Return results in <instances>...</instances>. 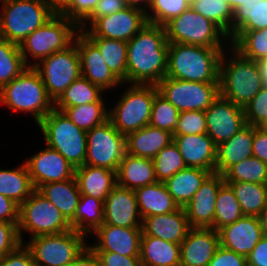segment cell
<instances>
[{
	"label": "cell",
	"mask_w": 267,
	"mask_h": 266,
	"mask_svg": "<svg viewBox=\"0 0 267 266\" xmlns=\"http://www.w3.org/2000/svg\"><path fill=\"white\" fill-rule=\"evenodd\" d=\"M168 41L164 26L148 23L127 42V82L157 85L167 75Z\"/></svg>",
	"instance_id": "cell-1"
},
{
	"label": "cell",
	"mask_w": 267,
	"mask_h": 266,
	"mask_svg": "<svg viewBox=\"0 0 267 266\" xmlns=\"http://www.w3.org/2000/svg\"><path fill=\"white\" fill-rule=\"evenodd\" d=\"M223 48L168 43L166 77L201 83H219Z\"/></svg>",
	"instance_id": "cell-2"
},
{
	"label": "cell",
	"mask_w": 267,
	"mask_h": 266,
	"mask_svg": "<svg viewBox=\"0 0 267 266\" xmlns=\"http://www.w3.org/2000/svg\"><path fill=\"white\" fill-rule=\"evenodd\" d=\"M0 102L11 110L32 113L37 124L55 107L34 67H27L0 89Z\"/></svg>",
	"instance_id": "cell-3"
},
{
	"label": "cell",
	"mask_w": 267,
	"mask_h": 266,
	"mask_svg": "<svg viewBox=\"0 0 267 266\" xmlns=\"http://www.w3.org/2000/svg\"><path fill=\"white\" fill-rule=\"evenodd\" d=\"M0 37L19 45L55 13L46 0H2Z\"/></svg>",
	"instance_id": "cell-4"
},
{
	"label": "cell",
	"mask_w": 267,
	"mask_h": 266,
	"mask_svg": "<svg viewBox=\"0 0 267 266\" xmlns=\"http://www.w3.org/2000/svg\"><path fill=\"white\" fill-rule=\"evenodd\" d=\"M235 52L232 60L225 65L224 52L220 61V96L245 108L253 97L263 88L262 79L255 61ZM224 65V66H223Z\"/></svg>",
	"instance_id": "cell-5"
},
{
	"label": "cell",
	"mask_w": 267,
	"mask_h": 266,
	"mask_svg": "<svg viewBox=\"0 0 267 266\" xmlns=\"http://www.w3.org/2000/svg\"><path fill=\"white\" fill-rule=\"evenodd\" d=\"M47 147L58 151L74 168L85 164L87 131L62 111L52 109L39 123Z\"/></svg>",
	"instance_id": "cell-6"
},
{
	"label": "cell",
	"mask_w": 267,
	"mask_h": 266,
	"mask_svg": "<svg viewBox=\"0 0 267 266\" xmlns=\"http://www.w3.org/2000/svg\"><path fill=\"white\" fill-rule=\"evenodd\" d=\"M132 85L108 115V120L125 137L149 124L152 104L158 92L157 85Z\"/></svg>",
	"instance_id": "cell-7"
},
{
	"label": "cell",
	"mask_w": 267,
	"mask_h": 266,
	"mask_svg": "<svg viewBox=\"0 0 267 266\" xmlns=\"http://www.w3.org/2000/svg\"><path fill=\"white\" fill-rule=\"evenodd\" d=\"M75 28L79 29L74 22L61 14H55L20 44L24 64L30 67L27 64V52L39 62L47 56L69 47L76 37Z\"/></svg>",
	"instance_id": "cell-8"
},
{
	"label": "cell",
	"mask_w": 267,
	"mask_h": 266,
	"mask_svg": "<svg viewBox=\"0 0 267 266\" xmlns=\"http://www.w3.org/2000/svg\"><path fill=\"white\" fill-rule=\"evenodd\" d=\"M164 28L169 43L222 48L220 37L228 38L215 23L191 7L167 22Z\"/></svg>",
	"instance_id": "cell-9"
},
{
	"label": "cell",
	"mask_w": 267,
	"mask_h": 266,
	"mask_svg": "<svg viewBox=\"0 0 267 266\" xmlns=\"http://www.w3.org/2000/svg\"><path fill=\"white\" fill-rule=\"evenodd\" d=\"M84 237L85 234L71 229L33 237L25 246L36 266H67L87 247Z\"/></svg>",
	"instance_id": "cell-10"
},
{
	"label": "cell",
	"mask_w": 267,
	"mask_h": 266,
	"mask_svg": "<svg viewBox=\"0 0 267 266\" xmlns=\"http://www.w3.org/2000/svg\"><path fill=\"white\" fill-rule=\"evenodd\" d=\"M18 234L22 240V230L32 237L59 234L71 230L70 223L59 209L44 198L37 190L19 206Z\"/></svg>",
	"instance_id": "cell-11"
},
{
	"label": "cell",
	"mask_w": 267,
	"mask_h": 266,
	"mask_svg": "<svg viewBox=\"0 0 267 266\" xmlns=\"http://www.w3.org/2000/svg\"><path fill=\"white\" fill-rule=\"evenodd\" d=\"M71 45L42 59L40 65L38 62L30 65L39 72L54 103L81 76L80 56L76 43L73 41Z\"/></svg>",
	"instance_id": "cell-12"
},
{
	"label": "cell",
	"mask_w": 267,
	"mask_h": 266,
	"mask_svg": "<svg viewBox=\"0 0 267 266\" xmlns=\"http://www.w3.org/2000/svg\"><path fill=\"white\" fill-rule=\"evenodd\" d=\"M158 92L179 112L206 111L220 96L219 83H201L165 77Z\"/></svg>",
	"instance_id": "cell-13"
},
{
	"label": "cell",
	"mask_w": 267,
	"mask_h": 266,
	"mask_svg": "<svg viewBox=\"0 0 267 266\" xmlns=\"http://www.w3.org/2000/svg\"><path fill=\"white\" fill-rule=\"evenodd\" d=\"M125 154L126 138L109 120L87 131L85 164L117 172Z\"/></svg>",
	"instance_id": "cell-14"
},
{
	"label": "cell",
	"mask_w": 267,
	"mask_h": 266,
	"mask_svg": "<svg viewBox=\"0 0 267 266\" xmlns=\"http://www.w3.org/2000/svg\"><path fill=\"white\" fill-rule=\"evenodd\" d=\"M147 24L146 12L128 6L117 13L97 18L91 24L90 31H77H82L87 37H104L128 42Z\"/></svg>",
	"instance_id": "cell-15"
},
{
	"label": "cell",
	"mask_w": 267,
	"mask_h": 266,
	"mask_svg": "<svg viewBox=\"0 0 267 266\" xmlns=\"http://www.w3.org/2000/svg\"><path fill=\"white\" fill-rule=\"evenodd\" d=\"M205 116L207 134L216 146L230 139L247 125L244 108L222 96L205 111Z\"/></svg>",
	"instance_id": "cell-16"
},
{
	"label": "cell",
	"mask_w": 267,
	"mask_h": 266,
	"mask_svg": "<svg viewBox=\"0 0 267 266\" xmlns=\"http://www.w3.org/2000/svg\"><path fill=\"white\" fill-rule=\"evenodd\" d=\"M32 184L41 185L72 179L75 169L58 151L47 147L25 162Z\"/></svg>",
	"instance_id": "cell-17"
},
{
	"label": "cell",
	"mask_w": 267,
	"mask_h": 266,
	"mask_svg": "<svg viewBox=\"0 0 267 266\" xmlns=\"http://www.w3.org/2000/svg\"><path fill=\"white\" fill-rule=\"evenodd\" d=\"M224 183L223 175L211 173L184 207L191 228H213L216 198Z\"/></svg>",
	"instance_id": "cell-18"
},
{
	"label": "cell",
	"mask_w": 267,
	"mask_h": 266,
	"mask_svg": "<svg viewBox=\"0 0 267 266\" xmlns=\"http://www.w3.org/2000/svg\"><path fill=\"white\" fill-rule=\"evenodd\" d=\"M74 39L80 56L81 76L103 91L116 87L121 81L110 71L98 47L82 32Z\"/></svg>",
	"instance_id": "cell-19"
},
{
	"label": "cell",
	"mask_w": 267,
	"mask_h": 266,
	"mask_svg": "<svg viewBox=\"0 0 267 266\" xmlns=\"http://www.w3.org/2000/svg\"><path fill=\"white\" fill-rule=\"evenodd\" d=\"M103 224L141 228L142 220L134 190L118 184L111 190L104 201Z\"/></svg>",
	"instance_id": "cell-20"
},
{
	"label": "cell",
	"mask_w": 267,
	"mask_h": 266,
	"mask_svg": "<svg viewBox=\"0 0 267 266\" xmlns=\"http://www.w3.org/2000/svg\"><path fill=\"white\" fill-rule=\"evenodd\" d=\"M220 246L213 228H190L180 244V266H208Z\"/></svg>",
	"instance_id": "cell-21"
},
{
	"label": "cell",
	"mask_w": 267,
	"mask_h": 266,
	"mask_svg": "<svg viewBox=\"0 0 267 266\" xmlns=\"http://www.w3.org/2000/svg\"><path fill=\"white\" fill-rule=\"evenodd\" d=\"M220 246L247 257L263 237L259 218L243 216L218 230Z\"/></svg>",
	"instance_id": "cell-22"
},
{
	"label": "cell",
	"mask_w": 267,
	"mask_h": 266,
	"mask_svg": "<svg viewBox=\"0 0 267 266\" xmlns=\"http://www.w3.org/2000/svg\"><path fill=\"white\" fill-rule=\"evenodd\" d=\"M94 233L98 243L89 246L93 251H109L123 256H140L141 228L103 224Z\"/></svg>",
	"instance_id": "cell-23"
},
{
	"label": "cell",
	"mask_w": 267,
	"mask_h": 266,
	"mask_svg": "<svg viewBox=\"0 0 267 266\" xmlns=\"http://www.w3.org/2000/svg\"><path fill=\"white\" fill-rule=\"evenodd\" d=\"M187 167L201 168L215 173L217 146L207 133L173 135Z\"/></svg>",
	"instance_id": "cell-24"
},
{
	"label": "cell",
	"mask_w": 267,
	"mask_h": 266,
	"mask_svg": "<svg viewBox=\"0 0 267 266\" xmlns=\"http://www.w3.org/2000/svg\"><path fill=\"white\" fill-rule=\"evenodd\" d=\"M184 208L167 214L147 216L142 219V235L154 236L181 244L190 229Z\"/></svg>",
	"instance_id": "cell-25"
},
{
	"label": "cell",
	"mask_w": 267,
	"mask_h": 266,
	"mask_svg": "<svg viewBox=\"0 0 267 266\" xmlns=\"http://www.w3.org/2000/svg\"><path fill=\"white\" fill-rule=\"evenodd\" d=\"M254 126L246 125L217 146L215 173L224 175L235 164L253 156Z\"/></svg>",
	"instance_id": "cell-26"
},
{
	"label": "cell",
	"mask_w": 267,
	"mask_h": 266,
	"mask_svg": "<svg viewBox=\"0 0 267 266\" xmlns=\"http://www.w3.org/2000/svg\"><path fill=\"white\" fill-rule=\"evenodd\" d=\"M75 179L81 195L105 201L117 185V172L106 168L84 164L75 169Z\"/></svg>",
	"instance_id": "cell-27"
},
{
	"label": "cell",
	"mask_w": 267,
	"mask_h": 266,
	"mask_svg": "<svg viewBox=\"0 0 267 266\" xmlns=\"http://www.w3.org/2000/svg\"><path fill=\"white\" fill-rule=\"evenodd\" d=\"M126 153L153 159L164 147L173 141V134L150 124L128 134Z\"/></svg>",
	"instance_id": "cell-28"
},
{
	"label": "cell",
	"mask_w": 267,
	"mask_h": 266,
	"mask_svg": "<svg viewBox=\"0 0 267 266\" xmlns=\"http://www.w3.org/2000/svg\"><path fill=\"white\" fill-rule=\"evenodd\" d=\"M158 182L155 175L153 160L133 156L126 153L117 171V184L121 187L135 190Z\"/></svg>",
	"instance_id": "cell-29"
},
{
	"label": "cell",
	"mask_w": 267,
	"mask_h": 266,
	"mask_svg": "<svg viewBox=\"0 0 267 266\" xmlns=\"http://www.w3.org/2000/svg\"><path fill=\"white\" fill-rule=\"evenodd\" d=\"M134 191L141 220L147 216L167 214L180 208L169 194L164 182H155Z\"/></svg>",
	"instance_id": "cell-30"
},
{
	"label": "cell",
	"mask_w": 267,
	"mask_h": 266,
	"mask_svg": "<svg viewBox=\"0 0 267 266\" xmlns=\"http://www.w3.org/2000/svg\"><path fill=\"white\" fill-rule=\"evenodd\" d=\"M37 191L57 207L68 222L74 218L81 197L75 177L43 184Z\"/></svg>",
	"instance_id": "cell-31"
},
{
	"label": "cell",
	"mask_w": 267,
	"mask_h": 266,
	"mask_svg": "<svg viewBox=\"0 0 267 266\" xmlns=\"http://www.w3.org/2000/svg\"><path fill=\"white\" fill-rule=\"evenodd\" d=\"M139 257L141 266H180V244L142 235Z\"/></svg>",
	"instance_id": "cell-32"
},
{
	"label": "cell",
	"mask_w": 267,
	"mask_h": 266,
	"mask_svg": "<svg viewBox=\"0 0 267 266\" xmlns=\"http://www.w3.org/2000/svg\"><path fill=\"white\" fill-rule=\"evenodd\" d=\"M210 174L206 169L187 167L167 179L164 184L178 206L184 208Z\"/></svg>",
	"instance_id": "cell-33"
},
{
	"label": "cell",
	"mask_w": 267,
	"mask_h": 266,
	"mask_svg": "<svg viewBox=\"0 0 267 266\" xmlns=\"http://www.w3.org/2000/svg\"><path fill=\"white\" fill-rule=\"evenodd\" d=\"M267 27V0H244L233 11L232 37L238 31H253Z\"/></svg>",
	"instance_id": "cell-34"
},
{
	"label": "cell",
	"mask_w": 267,
	"mask_h": 266,
	"mask_svg": "<svg viewBox=\"0 0 267 266\" xmlns=\"http://www.w3.org/2000/svg\"><path fill=\"white\" fill-rule=\"evenodd\" d=\"M35 188L24 163L17 169H0V194L12 199L19 206L26 201Z\"/></svg>",
	"instance_id": "cell-35"
},
{
	"label": "cell",
	"mask_w": 267,
	"mask_h": 266,
	"mask_svg": "<svg viewBox=\"0 0 267 266\" xmlns=\"http://www.w3.org/2000/svg\"><path fill=\"white\" fill-rule=\"evenodd\" d=\"M234 191L244 216L258 217L267 205V184L225 182Z\"/></svg>",
	"instance_id": "cell-36"
},
{
	"label": "cell",
	"mask_w": 267,
	"mask_h": 266,
	"mask_svg": "<svg viewBox=\"0 0 267 266\" xmlns=\"http://www.w3.org/2000/svg\"><path fill=\"white\" fill-rule=\"evenodd\" d=\"M73 230L87 234L104 223V202L81 195L74 218L69 222Z\"/></svg>",
	"instance_id": "cell-37"
},
{
	"label": "cell",
	"mask_w": 267,
	"mask_h": 266,
	"mask_svg": "<svg viewBox=\"0 0 267 266\" xmlns=\"http://www.w3.org/2000/svg\"><path fill=\"white\" fill-rule=\"evenodd\" d=\"M99 49L110 71L127 82V42L104 37H88Z\"/></svg>",
	"instance_id": "cell-38"
},
{
	"label": "cell",
	"mask_w": 267,
	"mask_h": 266,
	"mask_svg": "<svg viewBox=\"0 0 267 266\" xmlns=\"http://www.w3.org/2000/svg\"><path fill=\"white\" fill-rule=\"evenodd\" d=\"M64 112L69 119L78 127L89 131L108 120L109 111L104 108L103 99L90 104H82L72 107H54Z\"/></svg>",
	"instance_id": "cell-39"
},
{
	"label": "cell",
	"mask_w": 267,
	"mask_h": 266,
	"mask_svg": "<svg viewBox=\"0 0 267 266\" xmlns=\"http://www.w3.org/2000/svg\"><path fill=\"white\" fill-rule=\"evenodd\" d=\"M190 7L232 38L233 10L224 0H190Z\"/></svg>",
	"instance_id": "cell-40"
},
{
	"label": "cell",
	"mask_w": 267,
	"mask_h": 266,
	"mask_svg": "<svg viewBox=\"0 0 267 266\" xmlns=\"http://www.w3.org/2000/svg\"><path fill=\"white\" fill-rule=\"evenodd\" d=\"M230 42L236 51L248 59H267V27L253 31H238Z\"/></svg>",
	"instance_id": "cell-41"
},
{
	"label": "cell",
	"mask_w": 267,
	"mask_h": 266,
	"mask_svg": "<svg viewBox=\"0 0 267 266\" xmlns=\"http://www.w3.org/2000/svg\"><path fill=\"white\" fill-rule=\"evenodd\" d=\"M240 204L231 187L224 183L218 190L213 218V229L218 231L222 227L242 218Z\"/></svg>",
	"instance_id": "cell-42"
},
{
	"label": "cell",
	"mask_w": 267,
	"mask_h": 266,
	"mask_svg": "<svg viewBox=\"0 0 267 266\" xmlns=\"http://www.w3.org/2000/svg\"><path fill=\"white\" fill-rule=\"evenodd\" d=\"M102 91L99 86L80 76L64 91L54 106L72 107L97 102L101 99Z\"/></svg>",
	"instance_id": "cell-43"
},
{
	"label": "cell",
	"mask_w": 267,
	"mask_h": 266,
	"mask_svg": "<svg viewBox=\"0 0 267 266\" xmlns=\"http://www.w3.org/2000/svg\"><path fill=\"white\" fill-rule=\"evenodd\" d=\"M26 68L19 45L0 37V89Z\"/></svg>",
	"instance_id": "cell-44"
},
{
	"label": "cell",
	"mask_w": 267,
	"mask_h": 266,
	"mask_svg": "<svg viewBox=\"0 0 267 266\" xmlns=\"http://www.w3.org/2000/svg\"><path fill=\"white\" fill-rule=\"evenodd\" d=\"M223 176L225 182L267 184V164L252 156L232 166Z\"/></svg>",
	"instance_id": "cell-45"
},
{
	"label": "cell",
	"mask_w": 267,
	"mask_h": 266,
	"mask_svg": "<svg viewBox=\"0 0 267 266\" xmlns=\"http://www.w3.org/2000/svg\"><path fill=\"white\" fill-rule=\"evenodd\" d=\"M152 160L158 182H165L178 171L187 168L174 141L164 147Z\"/></svg>",
	"instance_id": "cell-46"
},
{
	"label": "cell",
	"mask_w": 267,
	"mask_h": 266,
	"mask_svg": "<svg viewBox=\"0 0 267 266\" xmlns=\"http://www.w3.org/2000/svg\"><path fill=\"white\" fill-rule=\"evenodd\" d=\"M179 111L159 92L156 93L149 124L174 135Z\"/></svg>",
	"instance_id": "cell-47"
},
{
	"label": "cell",
	"mask_w": 267,
	"mask_h": 266,
	"mask_svg": "<svg viewBox=\"0 0 267 266\" xmlns=\"http://www.w3.org/2000/svg\"><path fill=\"white\" fill-rule=\"evenodd\" d=\"M190 7V0H152L149 9L152 15L146 14L150 24L164 26Z\"/></svg>",
	"instance_id": "cell-48"
},
{
	"label": "cell",
	"mask_w": 267,
	"mask_h": 266,
	"mask_svg": "<svg viewBox=\"0 0 267 266\" xmlns=\"http://www.w3.org/2000/svg\"><path fill=\"white\" fill-rule=\"evenodd\" d=\"M207 133L205 111L179 112L174 135H197Z\"/></svg>",
	"instance_id": "cell-49"
},
{
	"label": "cell",
	"mask_w": 267,
	"mask_h": 266,
	"mask_svg": "<svg viewBox=\"0 0 267 266\" xmlns=\"http://www.w3.org/2000/svg\"><path fill=\"white\" fill-rule=\"evenodd\" d=\"M246 123L267 127V88L263 87L244 108Z\"/></svg>",
	"instance_id": "cell-50"
},
{
	"label": "cell",
	"mask_w": 267,
	"mask_h": 266,
	"mask_svg": "<svg viewBox=\"0 0 267 266\" xmlns=\"http://www.w3.org/2000/svg\"><path fill=\"white\" fill-rule=\"evenodd\" d=\"M99 0H72L70 5L61 13L70 21L74 22L79 28H85V21L94 11ZM84 27V28H83Z\"/></svg>",
	"instance_id": "cell-51"
},
{
	"label": "cell",
	"mask_w": 267,
	"mask_h": 266,
	"mask_svg": "<svg viewBox=\"0 0 267 266\" xmlns=\"http://www.w3.org/2000/svg\"><path fill=\"white\" fill-rule=\"evenodd\" d=\"M17 225L18 223L0 221V258L14 251L21 244Z\"/></svg>",
	"instance_id": "cell-52"
},
{
	"label": "cell",
	"mask_w": 267,
	"mask_h": 266,
	"mask_svg": "<svg viewBox=\"0 0 267 266\" xmlns=\"http://www.w3.org/2000/svg\"><path fill=\"white\" fill-rule=\"evenodd\" d=\"M101 266H141L139 256H123L109 251H94Z\"/></svg>",
	"instance_id": "cell-53"
},
{
	"label": "cell",
	"mask_w": 267,
	"mask_h": 266,
	"mask_svg": "<svg viewBox=\"0 0 267 266\" xmlns=\"http://www.w3.org/2000/svg\"><path fill=\"white\" fill-rule=\"evenodd\" d=\"M23 244L0 258V266H36L30 250Z\"/></svg>",
	"instance_id": "cell-54"
},
{
	"label": "cell",
	"mask_w": 267,
	"mask_h": 266,
	"mask_svg": "<svg viewBox=\"0 0 267 266\" xmlns=\"http://www.w3.org/2000/svg\"><path fill=\"white\" fill-rule=\"evenodd\" d=\"M246 257L219 246L208 266H244Z\"/></svg>",
	"instance_id": "cell-55"
},
{
	"label": "cell",
	"mask_w": 267,
	"mask_h": 266,
	"mask_svg": "<svg viewBox=\"0 0 267 266\" xmlns=\"http://www.w3.org/2000/svg\"><path fill=\"white\" fill-rule=\"evenodd\" d=\"M126 7L128 6L125 0H99L93 13L86 20L92 24L97 18L117 13Z\"/></svg>",
	"instance_id": "cell-56"
},
{
	"label": "cell",
	"mask_w": 267,
	"mask_h": 266,
	"mask_svg": "<svg viewBox=\"0 0 267 266\" xmlns=\"http://www.w3.org/2000/svg\"><path fill=\"white\" fill-rule=\"evenodd\" d=\"M253 157L267 164V127L254 126Z\"/></svg>",
	"instance_id": "cell-57"
},
{
	"label": "cell",
	"mask_w": 267,
	"mask_h": 266,
	"mask_svg": "<svg viewBox=\"0 0 267 266\" xmlns=\"http://www.w3.org/2000/svg\"><path fill=\"white\" fill-rule=\"evenodd\" d=\"M0 221L10 223L19 221V205L2 194H0Z\"/></svg>",
	"instance_id": "cell-58"
},
{
	"label": "cell",
	"mask_w": 267,
	"mask_h": 266,
	"mask_svg": "<svg viewBox=\"0 0 267 266\" xmlns=\"http://www.w3.org/2000/svg\"><path fill=\"white\" fill-rule=\"evenodd\" d=\"M247 263L253 266H267V237H262L250 254L246 257Z\"/></svg>",
	"instance_id": "cell-59"
},
{
	"label": "cell",
	"mask_w": 267,
	"mask_h": 266,
	"mask_svg": "<svg viewBox=\"0 0 267 266\" xmlns=\"http://www.w3.org/2000/svg\"><path fill=\"white\" fill-rule=\"evenodd\" d=\"M67 266H101V263L94 251L87 245V247Z\"/></svg>",
	"instance_id": "cell-60"
},
{
	"label": "cell",
	"mask_w": 267,
	"mask_h": 266,
	"mask_svg": "<svg viewBox=\"0 0 267 266\" xmlns=\"http://www.w3.org/2000/svg\"><path fill=\"white\" fill-rule=\"evenodd\" d=\"M55 14H61L72 2V0H46Z\"/></svg>",
	"instance_id": "cell-61"
},
{
	"label": "cell",
	"mask_w": 267,
	"mask_h": 266,
	"mask_svg": "<svg viewBox=\"0 0 267 266\" xmlns=\"http://www.w3.org/2000/svg\"><path fill=\"white\" fill-rule=\"evenodd\" d=\"M262 79L263 87L267 88V59H259L255 61Z\"/></svg>",
	"instance_id": "cell-62"
},
{
	"label": "cell",
	"mask_w": 267,
	"mask_h": 266,
	"mask_svg": "<svg viewBox=\"0 0 267 266\" xmlns=\"http://www.w3.org/2000/svg\"><path fill=\"white\" fill-rule=\"evenodd\" d=\"M125 1H126L127 6L140 9V10L146 12V14L148 12L146 11L145 7H142L141 2H144L149 7H150V4L152 2V0H125ZM140 4H141V6H140Z\"/></svg>",
	"instance_id": "cell-63"
},
{
	"label": "cell",
	"mask_w": 267,
	"mask_h": 266,
	"mask_svg": "<svg viewBox=\"0 0 267 266\" xmlns=\"http://www.w3.org/2000/svg\"><path fill=\"white\" fill-rule=\"evenodd\" d=\"M262 228L263 236L267 237V205L258 216Z\"/></svg>",
	"instance_id": "cell-64"
},
{
	"label": "cell",
	"mask_w": 267,
	"mask_h": 266,
	"mask_svg": "<svg viewBox=\"0 0 267 266\" xmlns=\"http://www.w3.org/2000/svg\"><path fill=\"white\" fill-rule=\"evenodd\" d=\"M224 1H226L234 11L244 0H224Z\"/></svg>",
	"instance_id": "cell-65"
},
{
	"label": "cell",
	"mask_w": 267,
	"mask_h": 266,
	"mask_svg": "<svg viewBox=\"0 0 267 266\" xmlns=\"http://www.w3.org/2000/svg\"><path fill=\"white\" fill-rule=\"evenodd\" d=\"M244 266H253V265L246 262Z\"/></svg>",
	"instance_id": "cell-66"
}]
</instances>
